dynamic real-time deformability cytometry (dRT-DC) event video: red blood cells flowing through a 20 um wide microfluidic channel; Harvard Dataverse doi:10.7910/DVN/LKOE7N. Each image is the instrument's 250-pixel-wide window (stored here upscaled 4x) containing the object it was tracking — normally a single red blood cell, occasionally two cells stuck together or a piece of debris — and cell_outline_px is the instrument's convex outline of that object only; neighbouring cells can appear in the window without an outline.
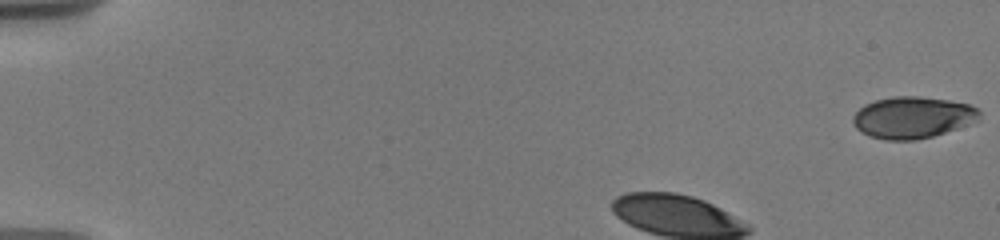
{"species": "human", "species_latin": "Homo sapiens", "temperature_condition": "warm", "stored_images_in_passage": 7, "camera_frame_rate_fps": 3000, "um_per_image_px": 0.085, "donor": {"sex": "male"}, "frame": {"image": 1, "passage_image": 1, "time_ms": 0.0, "image_size_px": [1000, 240], "cell_outline_px": [[980, 112], [976, 120], [968, 124], [932, 136], [916, 140], [884, 140], [868, 136], [860, 132], [856, 128], [852, 120], [852, 116], [864, 104], [876, 100], [892, 96], [920, 96], [948, 100], [968, 104], [976, 108]], "centroid_in_image_um": [77.5, 9.98], "position_along_channel_um": 7.5, "area_um2": 30.58}}
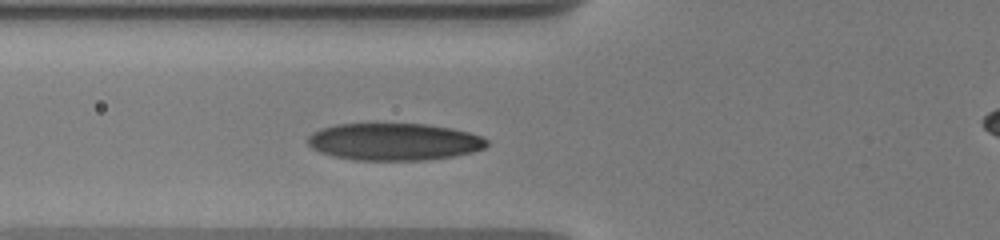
{"frame": {"image": 2, "passage_image": 5, "time_ms": 4.333, "image_size_px": [1000, 240], "cell_outline_px": [[488, 144], [484, 148], [472, 152], [452, 156], [424, 160], [356, 160], [332, 156], [320, 152], [312, 148], [308, 144], [308, 136], [312, 132], [320, 128], [336, 124], [428, 124], [452, 128], [468, 132], [480, 136], [488, 140]], "centroid_in_image_um": [33.47, 12.04], "position_along_channel_um": 92.3, "area_um2": 38.84}}